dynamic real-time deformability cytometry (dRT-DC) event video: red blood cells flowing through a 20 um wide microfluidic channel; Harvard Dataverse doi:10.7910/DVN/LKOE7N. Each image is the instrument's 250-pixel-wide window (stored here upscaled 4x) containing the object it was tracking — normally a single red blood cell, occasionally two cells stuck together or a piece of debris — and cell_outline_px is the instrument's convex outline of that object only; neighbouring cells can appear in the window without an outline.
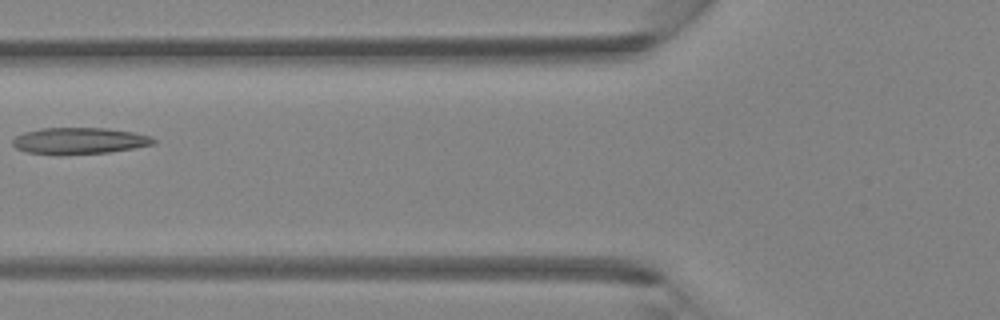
{"species": "Egyptian fruit bat (a non-hibernating species)", "species_latin": "Rousettus aegyptiacus", "temperature_condition": "room temperature", "stored_images_in_passage": 6, "camera_frame_rate_fps": 3000, "um_per_image_px": 0.085, "animal": {"sex": "female"}, "frame": {"image": 1, "passage_image": 6, "time_ms": 1.667, "image_size_px": [1000, 320], "cell_outline_px": [[156, 144], [136, 148], [108, 152], [56, 156], [24, 152], [16, 148], [12, 144], [12, 140], [16, 136], [24, 132], [40, 128], [104, 128], [132, 132], [152, 136], [156, 140]], "centroid_in_image_um": [6.72, 11.99], "position_along_channel_um": 119.1, "area_um2": 22.2}}